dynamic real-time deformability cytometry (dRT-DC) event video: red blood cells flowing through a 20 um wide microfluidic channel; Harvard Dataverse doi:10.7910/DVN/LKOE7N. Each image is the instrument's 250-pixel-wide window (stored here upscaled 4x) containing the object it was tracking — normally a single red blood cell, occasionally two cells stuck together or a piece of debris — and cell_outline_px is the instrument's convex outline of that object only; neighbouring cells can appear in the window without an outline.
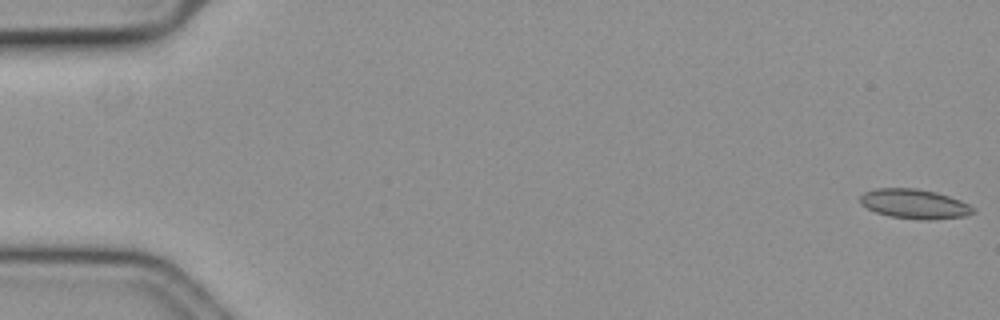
{"species": "common noctule bat (a hibernating species)", "species_latin": "Nyctalus noctula", "temperature_condition": "cold", "stored_images_in_passage": 11, "camera_frame_rate_fps": 3000, "um_per_image_px": 0.085, "animal": {"sex": "female", "body_mass_g": 19.3, "forearm_length_mm": 54.1}, "frame": {"image": 1, "passage_image": 1, "time_ms": 0.0, "image_size_px": [1000, 320], "cell_outline_px": [[976, 212], [968, 216], [932, 220], [920, 220], [892, 216], [876, 212], [860, 204], [860, 196], [864, 192], [876, 188], [916, 188], [936, 192], [960, 200], [976, 208]], "centroid_in_image_um": [77.77, 17.34], "position_along_channel_um": 7.2, "area_um2": 19.59}}